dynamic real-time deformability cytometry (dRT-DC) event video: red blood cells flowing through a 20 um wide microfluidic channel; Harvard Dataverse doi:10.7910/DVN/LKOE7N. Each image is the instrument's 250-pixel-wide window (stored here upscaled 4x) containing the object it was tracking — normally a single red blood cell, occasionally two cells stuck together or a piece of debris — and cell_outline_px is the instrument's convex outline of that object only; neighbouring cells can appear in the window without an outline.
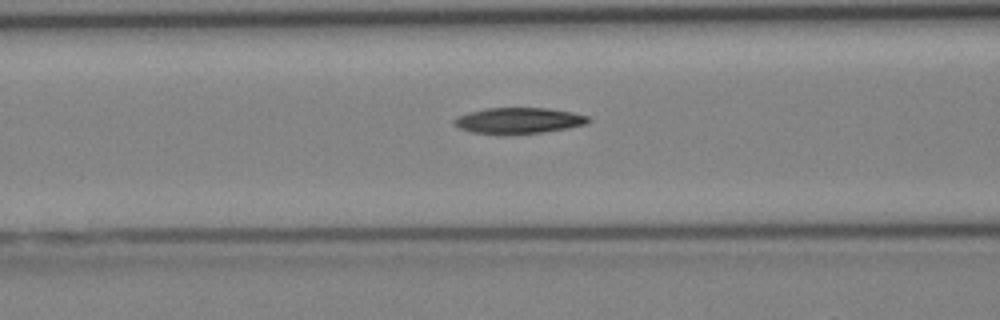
{"species": "Egyptian fruit bat (a non-hibernating species)", "species_latin": "Rousettus aegyptiacus", "temperature_condition": "cold", "stored_images_in_passage": 8, "segment_of_instrument_passage": [1, 2], "camera_frame_rate_fps": 3000, "um_per_image_px": 0.085, "animal": {"sex": "female"}, "frame": {"image": 1, "passage_image": 6, "time_ms": 6.0, "image_size_px": [1000, 320], "cell_outline_px": [[592, 120], [588, 124], [568, 128], [544, 132], [472, 132], [460, 128], [452, 124], [452, 120], [456, 116], [468, 112], [484, 108], [548, 108], [572, 112], [588, 116]], "centroid_in_image_um": [44.11, 10.21], "position_along_channel_um": 122.5, "area_um2": 19.88}}